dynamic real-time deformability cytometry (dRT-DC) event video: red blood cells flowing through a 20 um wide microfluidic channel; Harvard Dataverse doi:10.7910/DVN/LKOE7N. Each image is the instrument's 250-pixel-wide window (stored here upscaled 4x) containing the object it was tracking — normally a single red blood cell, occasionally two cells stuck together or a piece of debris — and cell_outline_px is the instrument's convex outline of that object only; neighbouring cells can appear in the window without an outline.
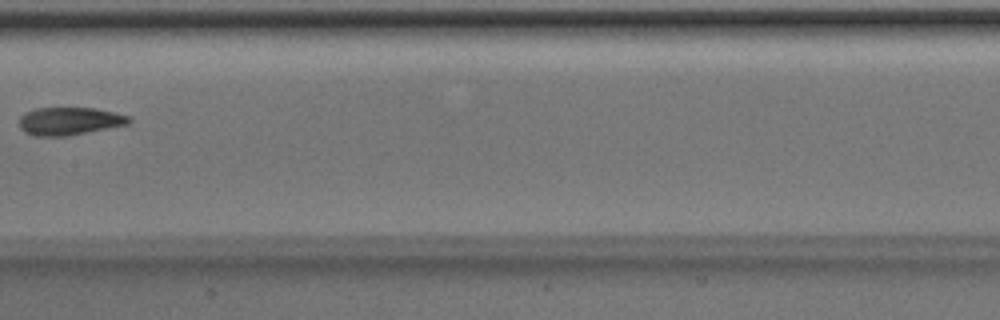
{"species": "Egyptian fruit bat (a non-hibernating species)", "species_latin": "Rousettus aegyptiacus", "temperature_condition": "room temperature", "stored_images_in_passage": 9, "camera_frame_rate_fps": 3000, "um_per_image_px": 0.085, "animal": {"sex": "male"}, "frame": {"image": 1, "passage_image": 8, "time_ms": 2.333, "image_size_px": [1000, 320], "cell_outline_px": [[132, 120], [128, 124], [68, 136], [36, 136], [24, 132], [20, 128], [20, 116], [24, 112], [36, 108], [96, 108], [128, 116]], "centroid_in_image_um": [5.87, 10.29], "position_along_channel_um": 201.5, "area_um2": 17.74}}
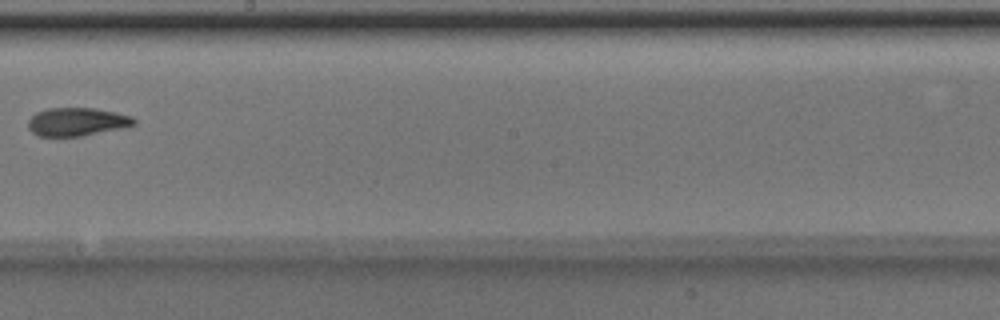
{"frame": {"image": 2, "passage_image": 9, "time_ms": 2.667, "image_size_px": [1000, 320], "cell_outline_px": [[136, 124], [128, 128], [84, 136], [36, 136], [28, 128], [28, 120], [36, 112], [48, 108], [96, 108], [116, 112], [132, 116], [136, 120]], "centroid_in_image_um": [6.59, 10.36], "position_along_channel_um": 241.6, "area_um2": 17.86}}